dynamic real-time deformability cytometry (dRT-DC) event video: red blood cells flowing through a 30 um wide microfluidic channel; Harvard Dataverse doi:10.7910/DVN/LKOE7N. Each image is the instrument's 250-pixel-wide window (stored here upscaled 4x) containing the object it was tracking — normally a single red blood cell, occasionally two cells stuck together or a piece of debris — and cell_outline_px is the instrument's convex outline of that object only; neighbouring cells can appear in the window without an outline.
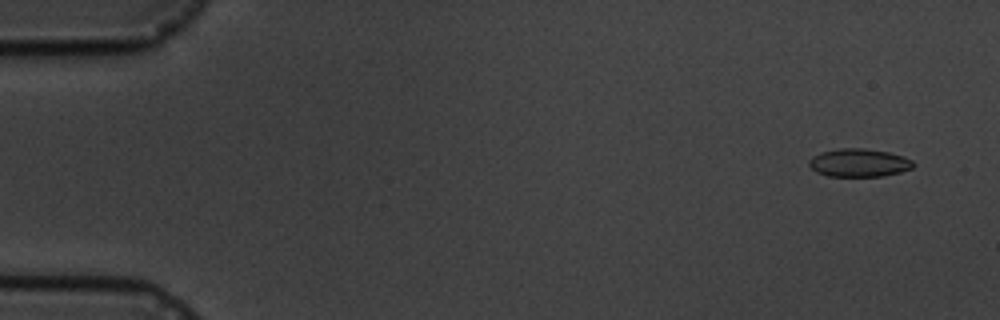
{"species": "common noctule bat (a hibernating species)", "species_latin": "Nyctalus noctula", "temperature_condition": "cold", "stored_images_in_passage": 5, "camera_frame_rate_fps": 3000, "um_per_image_px": 0.085, "animal": {"sex": "male", "body_mass_g": 19.5, "forearm_length_mm": 54.6}, "frame": {"image": 1, "passage_image": 1, "time_ms": 0.0, "image_size_px": [1000, 320], "cell_outline_px": [[916, 164], [912, 168], [900, 172], [880, 176], [828, 176], [816, 172], [808, 164], [808, 160], [812, 156], [820, 152], [840, 148], [864, 148], [888, 152], [904, 156], [912, 160]], "centroid_in_image_um": [73.0, 13.83], "position_along_channel_um": 12.0, "area_um2": 17.17}}
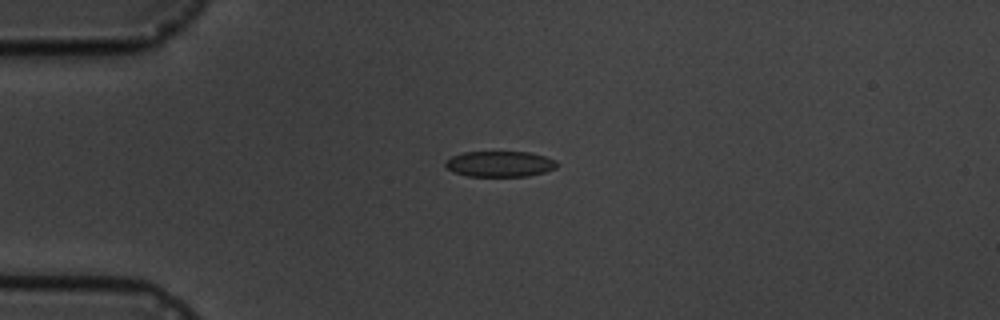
{"frame": {"image": 2, "passage_image": 4, "time_ms": 3.667, "image_size_px": [1000, 320], "cell_outline_px": [[556, 168], [544, 172], [528, 176], [468, 176], [452, 172], [444, 164], [444, 160], [452, 156], [464, 152], [528, 152], [544, 156], [556, 160]], "centroid_in_image_um": [42.45, 13.93], "position_along_channel_um": 42.6, "area_um2": 16.7}}